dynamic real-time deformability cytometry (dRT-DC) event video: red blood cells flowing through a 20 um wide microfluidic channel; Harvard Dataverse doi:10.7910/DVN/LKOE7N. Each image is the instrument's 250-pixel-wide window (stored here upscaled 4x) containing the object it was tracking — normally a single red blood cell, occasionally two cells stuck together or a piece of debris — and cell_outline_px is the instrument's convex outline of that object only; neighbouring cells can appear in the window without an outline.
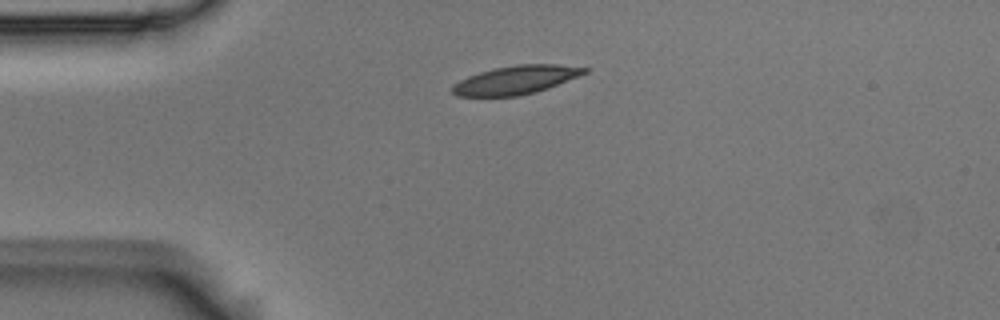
{"species": "Egyptian fruit bat (a non-hibernating species)", "species_latin": "Rousettus aegyptiacus", "temperature_condition": "room temperature", "stored_images_in_passage": 2, "camera_frame_rate_fps": 3000, "um_per_image_px": 0.085, "animal": {"sex": "male"}, "frame": {"image": 1, "passage_image": 1, "time_ms": 0.0, "image_size_px": [1000, 320], "cell_outline_px": [[588, 72], [548, 88], [536, 92], [516, 96], [456, 96], [452, 92], [452, 84], [468, 76], [480, 72], [496, 68], [516, 64], [560, 64], [588, 68]], "centroid_in_image_um": [43.84, 6.79], "position_along_channel_um": 41.2, "area_um2": 21.85}}